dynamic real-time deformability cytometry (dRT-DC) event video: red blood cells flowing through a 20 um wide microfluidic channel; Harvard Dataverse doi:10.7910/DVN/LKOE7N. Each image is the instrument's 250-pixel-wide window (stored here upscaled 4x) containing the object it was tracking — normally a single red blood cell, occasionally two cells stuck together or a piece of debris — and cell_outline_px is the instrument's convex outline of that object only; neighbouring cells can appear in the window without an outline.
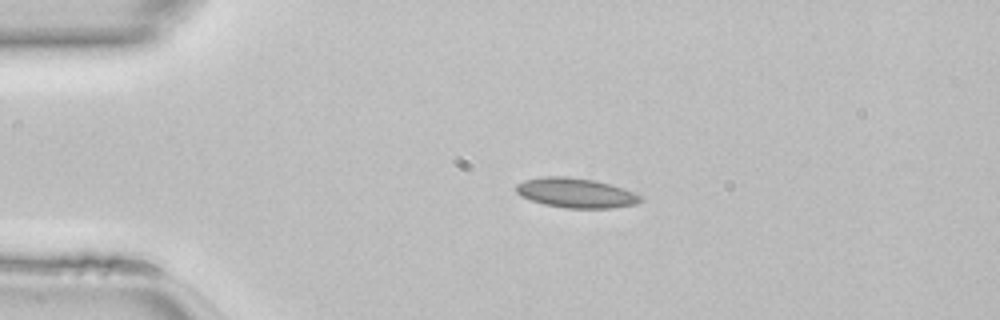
{"species": "common noctule bat (a hibernating species)", "species_latin": "Nyctalus noctula", "temperature_condition": "room temperature", "stored_images_in_passage": 38, "camera_frame_rate_fps": 3000, "um_per_image_px": 0.085, "animal": {"sex": "female", "body_mass_g": 22.7, "forearm_length_mm": 54.2}, "frame": {"image": 1, "passage_image": 1, "time_ms": 0.0, "image_size_px": [1000, 320], "cell_outline_px": [[644, 200], [636, 204], [612, 208], [564, 208], [544, 204], [520, 196], [516, 192], [516, 184], [524, 180], [544, 176], [564, 176], [592, 180], [608, 184], [644, 196]], "centroid_in_image_um": [48.94, 16.4], "position_along_channel_um": 36.1, "area_um2": 21.44}}
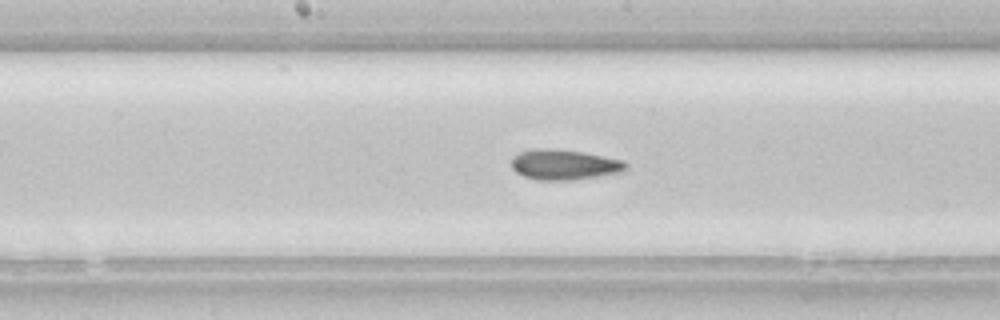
{"frame": {"image": 2, "passage_image": 15, "time_ms": 4.667, "image_size_px": [1000, 320], "cell_outline_px": [[628, 168], [624, 172], [576, 180], [536, 180], [524, 176], [516, 172], [512, 168], [512, 156], [520, 152], [536, 148], [556, 148], [584, 152], [624, 160], [628, 164]], "centroid_in_image_um": [48.0, 13.99], "position_along_channel_um": 200.2, "area_um2": 20.63}}
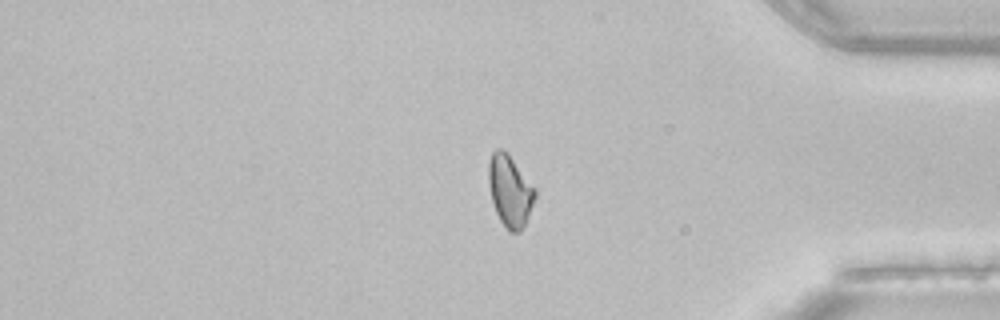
{"frame": {"image": 3, "passage_image": 30, "time_ms": 9.667, "image_size_px": [1000, 320], "cell_outline_px": [[536, 196], [528, 216], [520, 232], [508, 232], [500, 220], [496, 212], [492, 200], [488, 184], [488, 160], [492, 152], [496, 148], [500, 148], [508, 152], [536, 188]], "centroid_in_image_um": [43.34, 16.18], "position_along_channel_um": 391.9, "area_um2": 19.59}}